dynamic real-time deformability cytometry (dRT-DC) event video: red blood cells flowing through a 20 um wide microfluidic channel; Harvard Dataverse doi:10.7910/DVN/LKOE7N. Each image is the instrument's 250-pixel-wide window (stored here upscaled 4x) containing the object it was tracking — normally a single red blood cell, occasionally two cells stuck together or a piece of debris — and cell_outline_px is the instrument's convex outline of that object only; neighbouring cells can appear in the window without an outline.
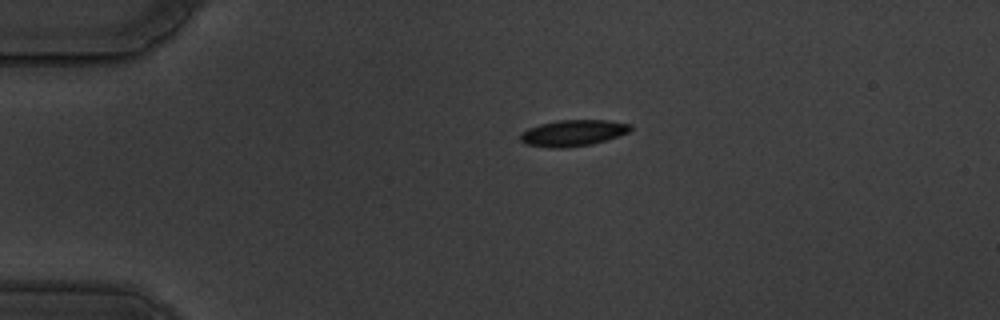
{"species": "common noctule bat (a hibernating species)", "species_latin": "Nyctalus noctula", "temperature_condition": "warm", "stored_images_in_passage": 46, "camera_frame_rate_fps": 3000, "um_per_image_px": 0.085, "animal": {"sex": "male", "body_mass_g": 19.5, "forearm_length_mm": 54.6}, "frame": {"image": 1, "passage_image": 1, "time_ms": 0.0, "image_size_px": [1000, 320], "cell_outline_px": [[632, 128], [628, 132], [592, 144], [568, 148], [552, 148], [524, 144], [520, 140], [520, 136], [528, 128], [540, 124], [560, 120], [608, 120], [632, 124]], "centroid_in_image_um": [48.7, 11.31], "position_along_channel_um": 36.3, "area_um2": 16.76}}
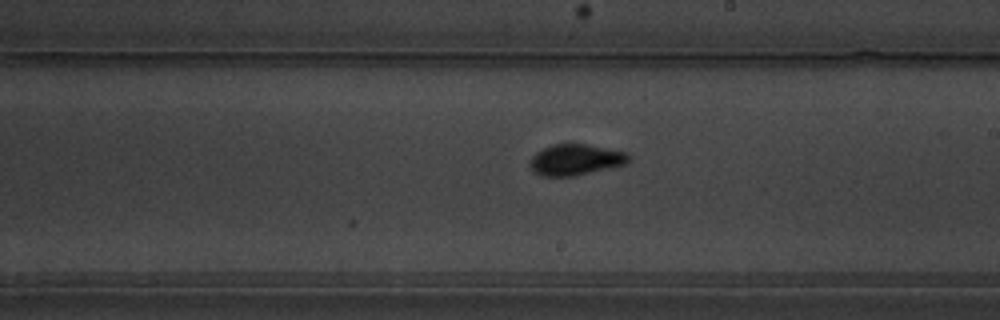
{"frame": {"image": 2, "passage_image": 22, "time_ms": 7.0, "image_size_px": [1000, 320], "cell_outline_px": [[632, 160], [628, 164], [576, 176], [540, 176], [532, 172], [528, 164], [532, 156], [536, 152], [552, 144], [588, 144], [628, 152], [632, 156]], "centroid_in_image_um": [48.96, 13.58], "position_along_channel_um": 240.0, "area_um2": 18.38}}
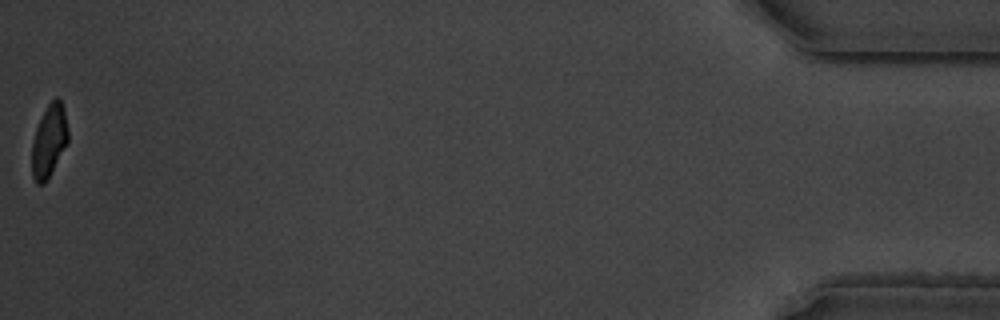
{"frame": {"image": 3, "passage_image": 46, "time_ms": 15.0, "image_size_px": [1000, 320], "cell_outline_px": [[68, 140], [44, 184], [36, 184], [32, 176], [32, 144], [36, 128], [48, 104], [56, 96], [60, 100], [64, 108], [68, 128]], "centroid_in_image_um": [4.16, 11.95], "position_along_channel_um": 431.0, "area_um2": 14.91}, "authors_computed_cell_mechanics": {"area_um2": 16.8198, "velocity_mm_per_s": 3.533, "shape_relaxation_time_tau1_ms": 3.4399, "shape_relaxation_time_tau2_ms": 1.6129, "deformation_change_tau1": 0.1264, "deformation_change_tau2": 0.0559}}